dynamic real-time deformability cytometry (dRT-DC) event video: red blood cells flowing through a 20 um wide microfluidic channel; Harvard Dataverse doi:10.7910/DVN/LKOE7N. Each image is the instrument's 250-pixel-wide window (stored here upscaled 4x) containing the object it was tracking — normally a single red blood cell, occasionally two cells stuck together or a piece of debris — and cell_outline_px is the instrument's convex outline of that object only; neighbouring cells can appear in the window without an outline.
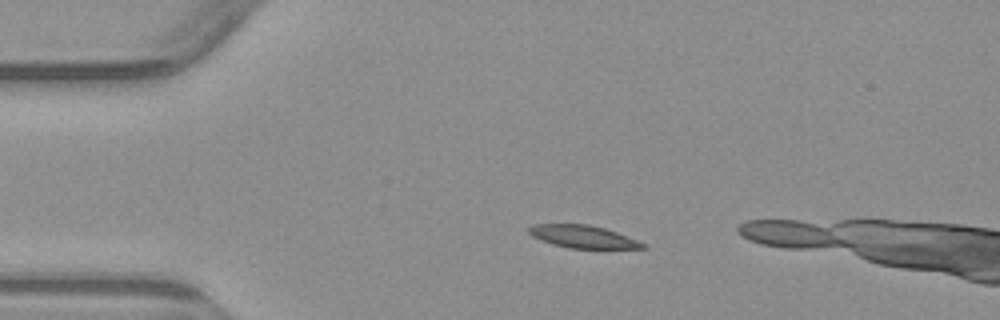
{"species": "common noctule bat (a hibernating species)", "species_latin": "Nyctalus noctula", "temperature_condition": "warm", "stored_images_in_passage": 6, "camera_frame_rate_fps": 3000, "um_per_image_px": 0.085, "animal": {"sex": "male", "body_mass_g": 23.1, "forearm_length_mm": 52.7}, "frame": {"image": 1, "passage_image": 4, "time_ms": 3.333, "image_size_px": [1000, 320], "cell_outline_px": [[648, 248], [568, 248], [552, 244], [540, 240], [532, 236], [528, 232], [528, 228], [532, 224], [588, 224], [604, 228], [616, 232], [636, 240], [644, 244]], "centroid_in_image_um": [49.48, 20.11], "position_along_channel_um": 35.5, "area_um2": 14.85}}